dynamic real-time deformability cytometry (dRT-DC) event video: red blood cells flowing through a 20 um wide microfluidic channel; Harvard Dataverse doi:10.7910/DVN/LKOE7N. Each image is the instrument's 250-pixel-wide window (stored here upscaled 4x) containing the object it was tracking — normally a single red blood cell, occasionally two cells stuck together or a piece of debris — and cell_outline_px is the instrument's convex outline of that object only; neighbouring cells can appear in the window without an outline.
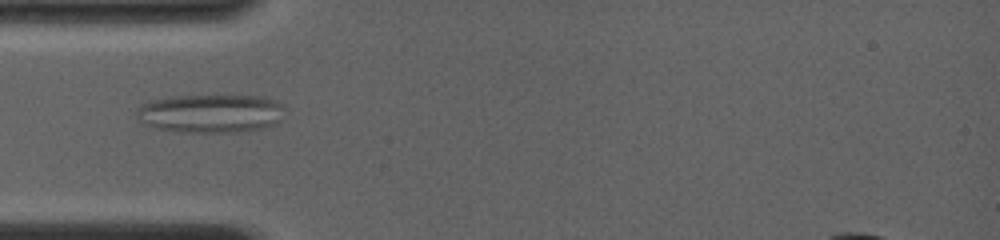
{"species": "common noctule bat (a hibernating species)", "species_latin": "Nyctalus noctula", "temperature_condition": "room temperature", "stored_images_in_passage": 70, "camera_frame_rate_fps": 4000, "um_per_image_px": 0.085, "animal": {"sex": "female", "body_mass_g": 19.0, "forearm_length_mm": 56.7}, "frame": {"image": 1, "passage_image": 24, "time_ms": 5.0, "image_size_px": [1000, 240], "cell_outline_px": [[284, 108], [280, 120], [272, 124], [260, 128], [236, 132], [176, 132], [156, 128], [144, 124], [136, 116], [136, 108], [140, 104], [148, 100], [176, 96], [264, 96], [276, 100]], "centroid_in_image_um": [17.84, 9.64], "position_along_channel_um": 67.2, "area_um2": 33.35}}
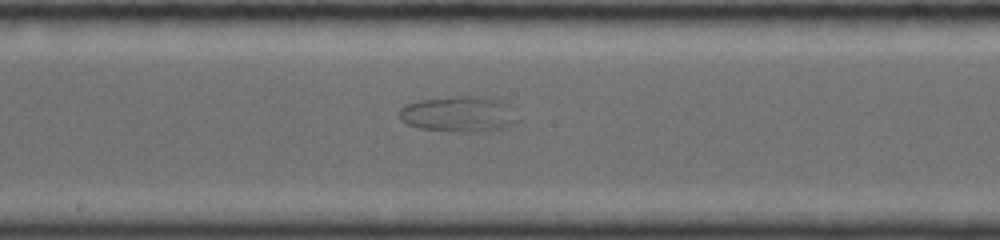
{"frame": {"image": 2, "passage_image": 38, "time_ms": 8.75, "image_size_px": [1000, 240], "cell_outline_px": [[520, 120], [504, 128], [484, 132], [464, 132], [420, 128], [404, 124], [400, 120], [400, 108], [404, 104], [420, 100], [456, 96], [484, 96], [500, 100], [508, 104]], "centroid_in_image_um": [39.01, 9.7], "position_along_channel_um": 209.2, "area_um2": 24.91}}
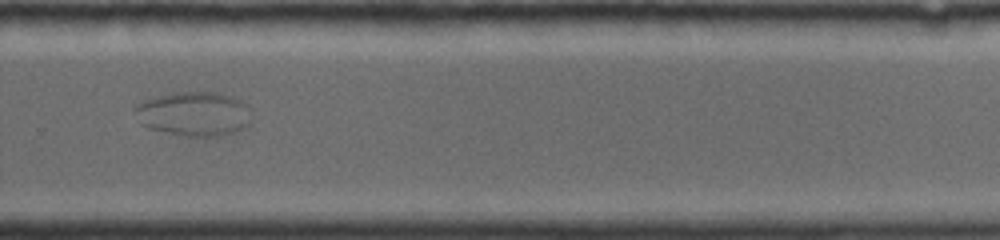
{"frame": {"image": 3, "passage_image": 49, "time_ms": 11.5, "image_size_px": [1000, 240], "cell_outline_px": [[252, 120], [244, 128], [232, 132], [216, 136], [188, 136], [148, 128], [140, 124], [132, 112], [132, 108], [136, 104], [144, 100], [156, 96], [172, 92], [216, 92], [232, 96], [240, 100], [244, 104]], "centroid_in_image_um": [16.41, 9.66], "position_along_channel_um": 313.4, "area_um2": 30.17}}